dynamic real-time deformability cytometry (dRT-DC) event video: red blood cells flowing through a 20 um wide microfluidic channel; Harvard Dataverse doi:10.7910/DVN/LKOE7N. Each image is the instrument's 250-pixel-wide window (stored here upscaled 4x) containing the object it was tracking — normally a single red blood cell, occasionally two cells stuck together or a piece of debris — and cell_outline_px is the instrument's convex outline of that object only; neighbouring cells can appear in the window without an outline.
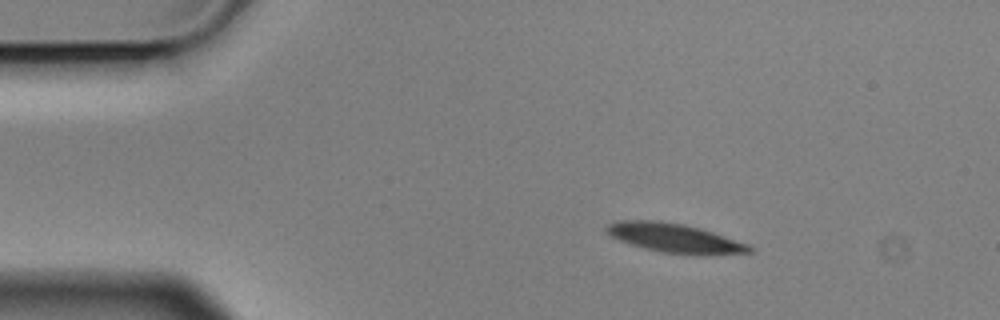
{"species": "Egyptian fruit bat (a non-hibernating species)", "species_latin": "Rousettus aegyptiacus", "temperature_condition": "cold", "stored_images_in_passage": 5, "camera_frame_rate_fps": 3000, "um_per_image_px": 0.085, "animal": {"sex": "male"}, "frame": {"image": 1, "passage_image": 3, "time_ms": 0.667, "image_size_px": [1000, 320], "cell_outline_px": [[756, 252], [712, 256], [692, 256], [660, 252], [644, 248], [620, 240], [612, 236], [604, 228], [608, 224], [616, 220], [660, 220], [684, 224], [700, 228], [748, 244], [756, 248]], "centroid_in_image_um": [57.44, 20.26], "position_along_channel_um": 27.6, "area_um2": 24.85}}
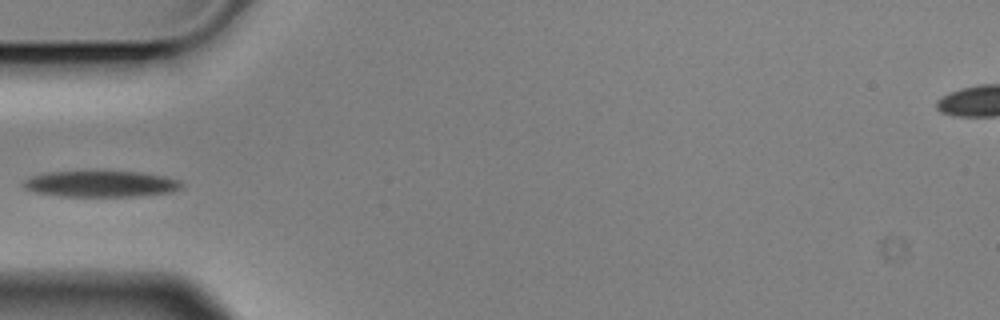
{"frame": {"image": 2, "passage_image": 5, "time_ms": 1.333, "image_size_px": [1000, 320], "cell_outline_px": [[184, 188], [172, 192], [136, 196], [60, 196], [32, 192], [24, 188], [20, 184], [28, 176], [48, 172], [140, 172], [164, 176], [180, 180], [184, 184]], "centroid_in_image_um": [8.56, 15.64], "position_along_channel_um": 76.4, "area_um2": 24.28}}